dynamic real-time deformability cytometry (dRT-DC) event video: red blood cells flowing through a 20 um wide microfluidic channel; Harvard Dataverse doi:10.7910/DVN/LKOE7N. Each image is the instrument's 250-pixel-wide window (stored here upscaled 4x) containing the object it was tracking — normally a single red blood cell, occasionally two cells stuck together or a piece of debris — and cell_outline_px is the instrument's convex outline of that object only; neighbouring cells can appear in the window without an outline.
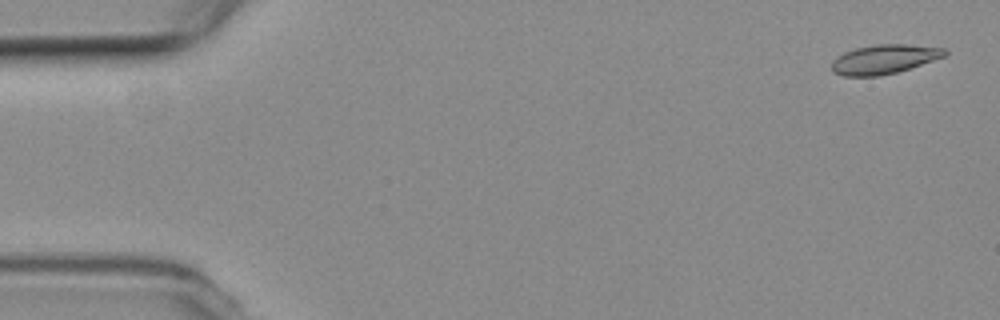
{"species": "common noctule bat (a hibernating species)", "species_latin": "Nyctalus noctula", "temperature_condition": "room temperature", "stored_images_in_passage": 54, "camera_frame_rate_fps": 3000, "um_per_image_px": 0.085, "animal": {"sex": "female", "body_mass_g": 19.3, "forearm_length_mm": 54.1}, "frame": {"image": 1, "passage_image": 1, "time_ms": 0.0, "image_size_px": [1000, 320], "cell_outline_px": [[948, 52], [944, 56], [896, 72], [880, 76], [844, 76], [832, 72], [832, 60], [836, 56], [844, 52], [856, 48], [880, 44], [904, 44], [944, 48]], "centroid_in_image_um": [75.09, 5.03], "position_along_channel_um": 9.9, "area_um2": 19.02}}
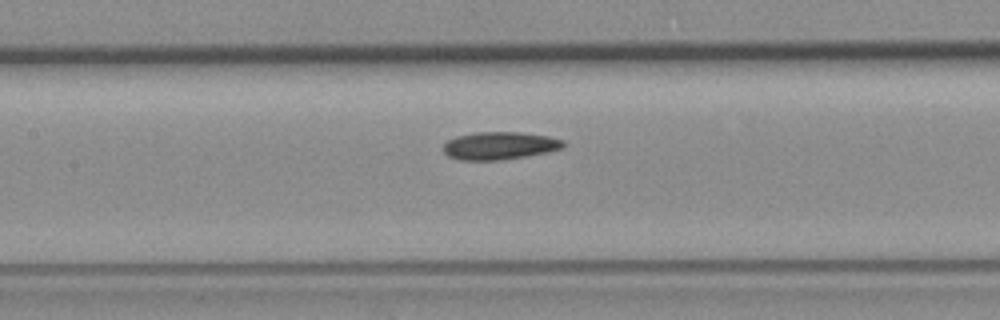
{"frame": {"image": 2, "passage_image": 24, "time_ms": 7.667, "image_size_px": [1000, 320], "cell_outline_px": [[568, 144], [564, 148], [548, 152], [500, 160], [460, 160], [448, 156], [444, 152], [444, 144], [448, 140], [456, 136], [476, 132], [520, 132], [548, 136], [564, 140]], "centroid_in_image_um": [42.5, 12.38], "position_along_channel_um": 164.9, "area_um2": 19.48}}
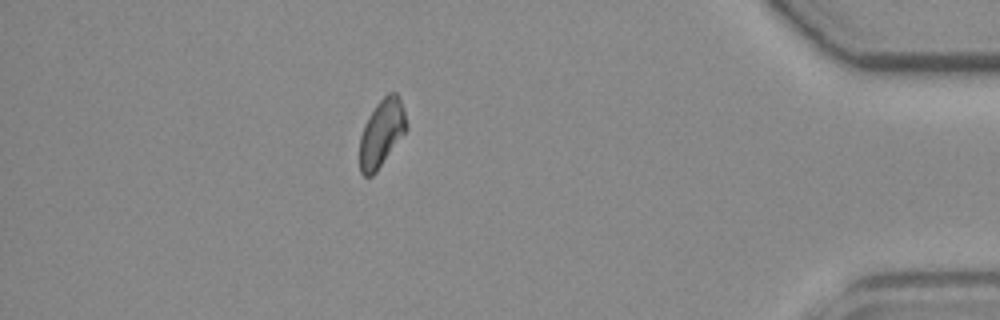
{"frame": {"image": 3, "passage_image": 47, "time_ms": 15.333, "image_size_px": [1000, 320], "cell_outline_px": [[408, 128], [376, 172], [372, 176], [364, 176], [360, 172], [360, 136], [364, 124], [368, 116], [376, 104], [388, 92], [396, 92], [400, 96], [404, 108], [408, 124]], "centroid_in_image_um": [32.45, 11.27], "position_along_channel_um": 402.7, "area_um2": 18.5}, "authors_computed_cell_mechanics": {"area_um2": 19.074, "velocity_mm_per_s": 3.7437, "shape_relaxation_time_tau1_ms": 11.3448, "shape_relaxation_time_tau2_ms": 7.5694, "deformation_change_tau1": 0.1858, "deformation_change_tau2": 0.1333}}